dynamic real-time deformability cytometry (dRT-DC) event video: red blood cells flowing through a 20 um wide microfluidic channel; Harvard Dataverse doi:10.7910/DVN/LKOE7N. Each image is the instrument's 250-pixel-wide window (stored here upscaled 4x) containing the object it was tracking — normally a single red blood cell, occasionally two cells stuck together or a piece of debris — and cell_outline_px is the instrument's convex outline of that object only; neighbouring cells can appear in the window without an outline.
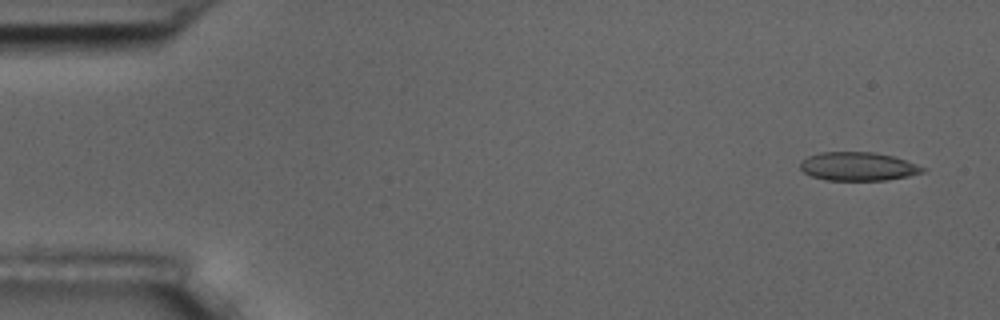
{"species": "common noctule bat (a hibernating species)", "species_latin": "Nyctalus noctula", "temperature_condition": "room temperature", "stored_images_in_passage": 5, "camera_frame_rate_fps": 3000, "um_per_image_px": 0.085, "animal": {"sex": "male", "body_mass_g": 17.5, "forearm_length_mm": 52.3}, "frame": {"image": 1, "passage_image": 1, "time_ms": 0.0, "image_size_px": [1000, 320], "cell_outline_px": [[928, 168], [924, 172], [908, 176], [888, 180], [824, 180], [812, 176], [804, 172], [800, 168], [800, 160], [808, 156], [820, 152], [872, 152], [892, 156]], "centroid_in_image_um": [72.92, 14.15], "position_along_channel_um": 12.1, "area_um2": 20.4}}
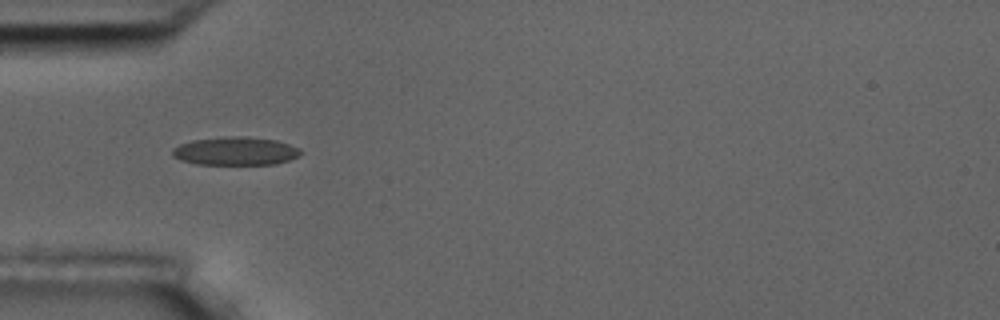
{"frame": {"image": 2, "passage_image": 5, "time_ms": 4.667, "image_size_px": [1000, 320], "cell_outline_px": [[300, 152], [296, 156], [288, 160], [276, 164], [196, 164], [180, 160], [172, 156], [172, 148], [180, 144], [192, 140], [224, 136], [244, 136], [276, 140], [300, 148]], "centroid_in_image_um": [19.96, 12.83], "position_along_channel_um": 65.0, "area_um2": 21.1}}